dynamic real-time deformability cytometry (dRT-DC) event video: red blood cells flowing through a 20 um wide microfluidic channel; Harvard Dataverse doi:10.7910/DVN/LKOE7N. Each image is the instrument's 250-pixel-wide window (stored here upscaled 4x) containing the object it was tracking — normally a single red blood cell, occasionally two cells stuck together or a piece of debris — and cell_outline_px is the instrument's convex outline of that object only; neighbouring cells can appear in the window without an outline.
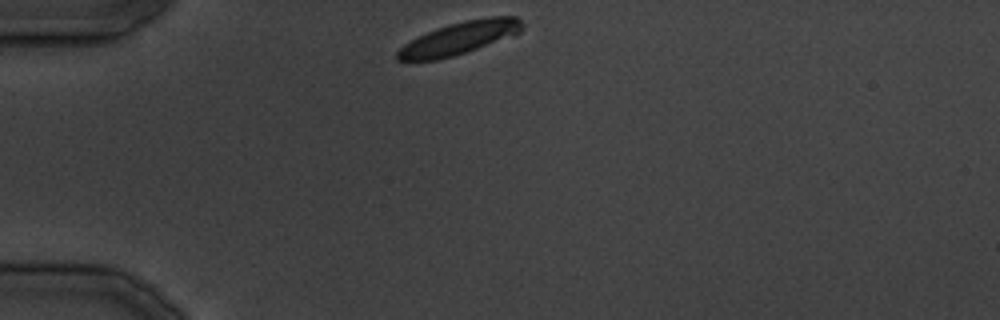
{"species": "common noctule bat (a hibernating species)", "species_latin": "Nyctalus noctula", "temperature_condition": "cold", "stored_images_in_passage": 24, "camera_frame_rate_fps": 3000, "um_per_image_px": 0.085, "animal": {"sex": "male", "body_mass_g": 19.5, "forearm_length_mm": 54.6}, "frame": {"image": 1, "passage_image": 1, "time_ms": 0.0, "image_size_px": [1000, 320], "cell_outline_px": [[524, 24], [520, 32], [476, 48], [452, 56], [436, 60], [396, 60], [396, 52], [404, 44], [436, 28], [448, 24], [464, 20], [488, 16], [516, 16]], "centroid_in_image_um": [39.04, 3.21], "position_along_channel_um": 46.0, "area_um2": 23.18}}